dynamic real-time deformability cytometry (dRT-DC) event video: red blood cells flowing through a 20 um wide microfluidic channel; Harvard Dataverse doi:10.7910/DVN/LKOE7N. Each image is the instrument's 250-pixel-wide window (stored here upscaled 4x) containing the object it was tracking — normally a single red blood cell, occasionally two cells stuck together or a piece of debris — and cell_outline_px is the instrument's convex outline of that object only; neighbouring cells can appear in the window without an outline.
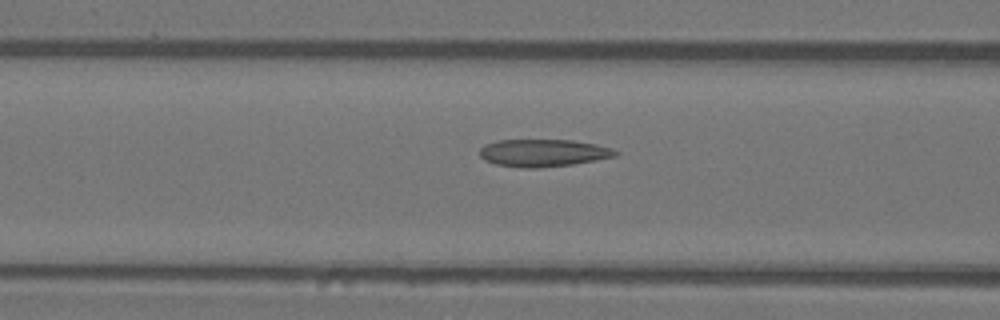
{"species": "Egyptian fruit bat (a non-hibernating species)", "species_latin": "Rousettus aegyptiacus", "temperature_condition": "warm", "stored_images_in_passage": 50, "camera_frame_rate_fps": 3000, "um_per_image_px": 0.085, "animal": {"sex": "female"}, "frame": {"image": 1, "passage_image": 20, "time_ms": 6.333, "image_size_px": [1000, 320], "cell_outline_px": [[620, 152], [616, 156], [596, 160], [572, 164], [536, 168], [520, 168], [496, 164], [484, 160], [480, 156], [480, 148], [484, 144], [496, 140], [572, 140], [596, 144], [612, 148]], "centroid_in_image_um": [46.16, 12.99], "position_along_channel_um": 120.4, "area_um2": 21.79}}
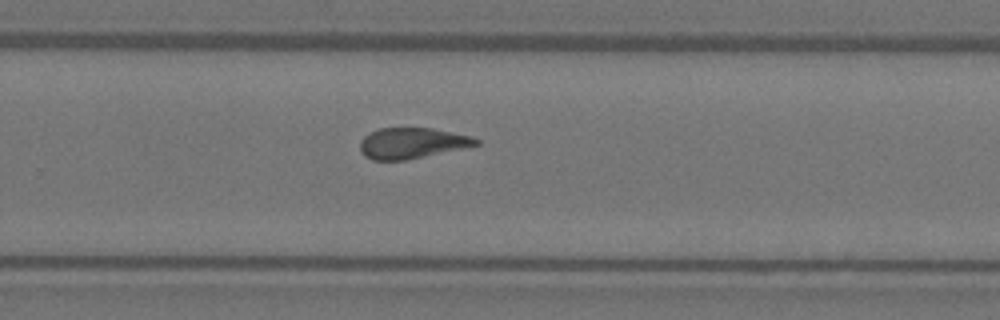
{"frame": {"image": 2, "passage_image": 33, "time_ms": 10.667, "image_size_px": [1000, 320], "cell_outline_px": [[480, 144], [404, 160], [372, 160], [364, 156], [360, 152], [360, 140], [368, 132], [380, 128], [432, 128], [472, 136], [480, 140]], "centroid_in_image_um": [34.97, 12.15], "position_along_channel_um": 294.8, "area_um2": 20.69}}
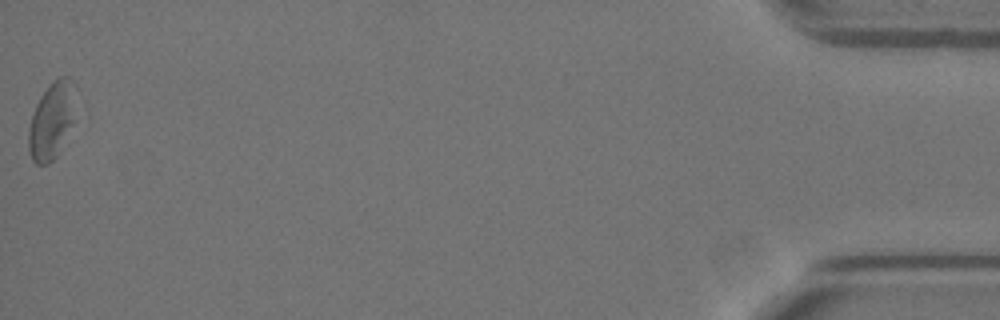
{"frame": {"image": 3, "passage_image": 50, "time_ms": 16.333, "image_size_px": [1000, 320], "cell_outline_px": [[76, 120], [56, 156], [48, 164], [36, 164], [32, 160], [28, 148], [28, 128], [36, 104], [40, 96], [48, 84], [52, 80], [60, 76], [72, 76], [76, 84]], "centroid_in_image_um": [4.45, 10.16], "position_along_channel_um": 430.8, "area_um2": 21.96}, "authors_computed_cell_mechanics": {"area_um2": 21.964, "velocity_mm_per_s": 4.0284, "shape_relaxation_time_tau1_ms": null, "shape_relaxation_time_tau2_ms": 2.3869, "deformation_change_tau1": null, "deformation_change_tau2": 0.1158}}